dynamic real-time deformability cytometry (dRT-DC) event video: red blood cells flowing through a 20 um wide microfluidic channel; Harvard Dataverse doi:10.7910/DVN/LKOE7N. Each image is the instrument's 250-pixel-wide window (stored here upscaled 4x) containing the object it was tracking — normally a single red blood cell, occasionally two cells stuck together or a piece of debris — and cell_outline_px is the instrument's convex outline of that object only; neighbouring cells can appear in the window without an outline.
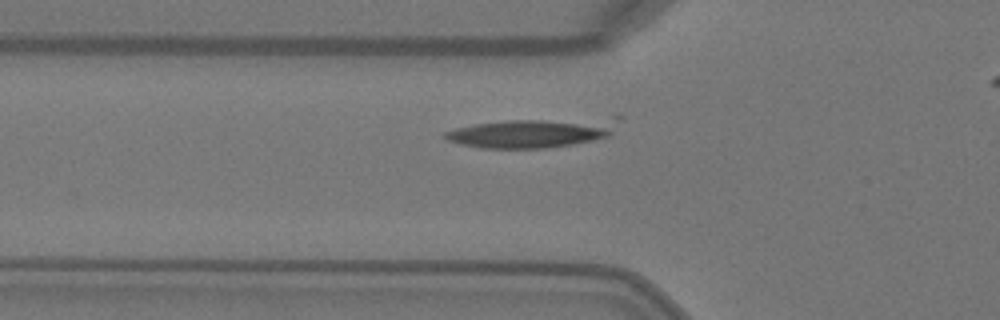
{"species": "Egyptian fruit bat (a non-hibernating species)", "species_latin": "Rousettus aegyptiacus", "temperature_condition": "warm", "stored_images_in_passage": 23, "camera_frame_rate_fps": 3000, "um_per_image_px": 0.085, "animal": {"sex": "female"}, "frame": {"image": 1, "passage_image": 9, "time_ms": 2.667, "image_size_px": [1000, 320], "cell_outline_px": [[624, 116], [612, 132], [608, 136], [572, 144], [544, 148], [480, 148], [460, 144], [448, 140], [444, 136], [444, 132], [456, 128], [476, 124], [504, 120], [620, 112]], "centroid_in_image_um": [45.58, 11.18], "position_along_channel_um": 80.2, "area_um2": 31.73}}
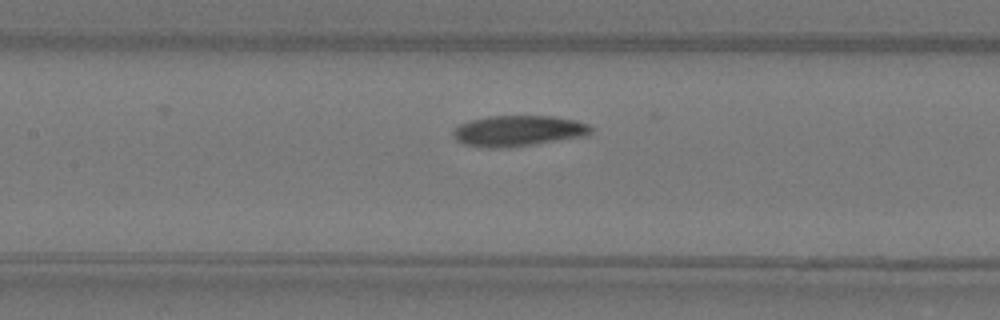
{"frame": {"image": 2, "passage_image": 15, "time_ms": 4.667, "image_size_px": [1000, 320], "cell_outline_px": [[592, 132], [584, 136], [532, 144], [504, 148], [488, 148], [464, 144], [456, 140], [452, 136], [452, 132], [460, 124], [472, 120], [488, 116], [552, 116], [576, 120], [588, 124], [592, 128]], "centroid_in_image_um": [44.03, 11.12], "position_along_channel_um": 163.4, "area_um2": 24.57}}
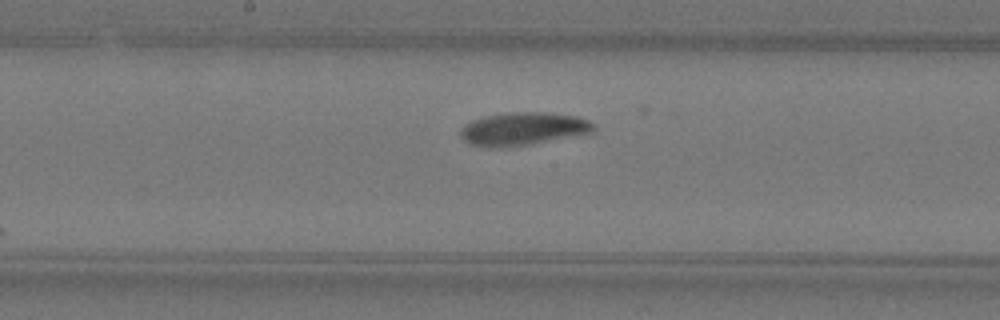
{"frame": {"image": 3, "passage_image": 18, "time_ms": 5.667, "image_size_px": [1000, 320], "cell_outline_px": [[596, 132], [532, 144], [500, 148], [488, 148], [472, 144], [464, 140], [460, 136], [460, 128], [464, 124], [472, 120], [484, 116], [508, 112], [544, 112], [576, 116], [588, 120], [596, 124]], "centroid_in_image_um": [44.48, 10.95], "position_along_channel_um": 203.7, "area_um2": 26.01}}